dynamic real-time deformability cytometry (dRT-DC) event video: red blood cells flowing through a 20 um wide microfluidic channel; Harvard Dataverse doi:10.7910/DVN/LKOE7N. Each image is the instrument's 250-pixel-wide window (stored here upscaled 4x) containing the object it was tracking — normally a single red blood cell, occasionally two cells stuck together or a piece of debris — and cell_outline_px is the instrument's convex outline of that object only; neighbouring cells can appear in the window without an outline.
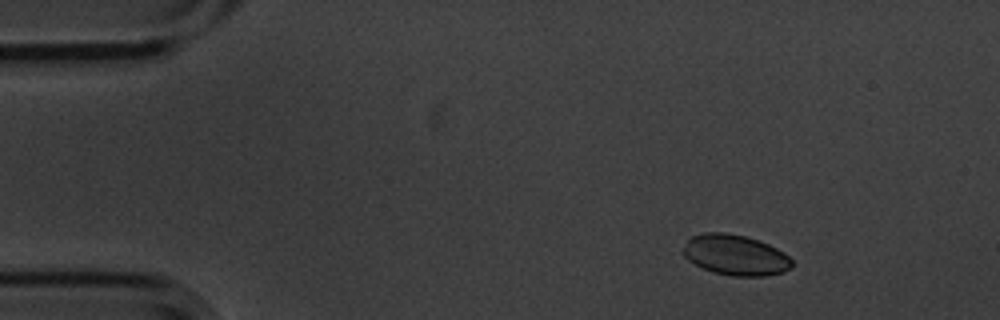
{"species": "common noctule bat (a hibernating species)", "species_latin": "Nyctalus noctula", "temperature_condition": "cold", "stored_images_in_passage": 4, "camera_frame_rate_fps": 3000, "um_per_image_px": 0.085, "animal": {"sex": "male", "body_mass_g": 20.1, "forearm_length_mm": 53.5}, "frame": {"image": 1, "passage_image": 1, "time_ms": 0.0, "image_size_px": [1000, 320], "cell_outline_px": [[792, 268], [784, 272], [764, 276], [732, 276], [712, 272], [688, 260], [680, 252], [688, 240], [692, 236], [704, 232], [724, 232], [744, 236], [768, 244], [784, 252], [792, 260]], "centroid_in_image_um": [62.5, 21.68], "position_along_channel_um": 22.5, "area_um2": 25.72}}
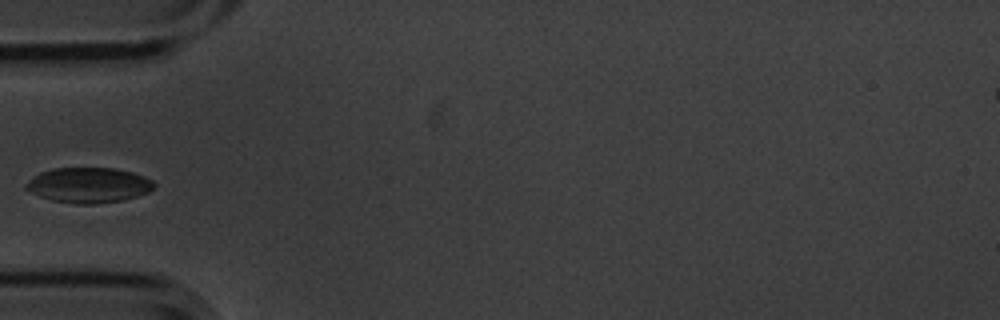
{"frame": {"image": 2, "passage_image": 4, "time_ms": 1.0, "image_size_px": [1000, 320], "cell_outline_px": [[156, 184], [148, 192], [136, 196], [120, 200], [96, 204], [76, 204], [52, 200], [40, 196], [24, 188], [24, 184], [40, 172], [52, 168], [116, 168], [132, 172], [144, 176], [152, 180]], "centroid_in_image_um": [7.52, 15.73], "position_along_channel_um": 77.5, "area_um2": 26.18}}